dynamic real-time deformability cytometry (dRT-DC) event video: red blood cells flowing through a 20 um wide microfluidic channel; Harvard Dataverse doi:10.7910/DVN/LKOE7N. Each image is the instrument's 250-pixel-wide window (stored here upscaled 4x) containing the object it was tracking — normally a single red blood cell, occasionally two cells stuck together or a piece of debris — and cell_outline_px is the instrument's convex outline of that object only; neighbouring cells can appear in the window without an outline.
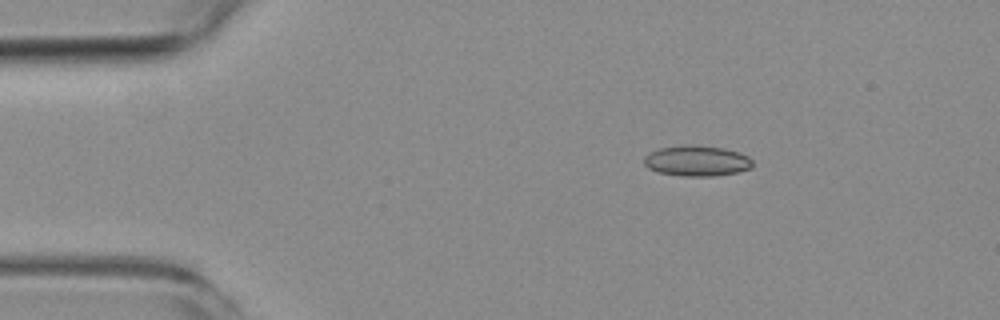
{"species": "common noctule bat (a hibernating species)", "species_latin": "Nyctalus noctula", "temperature_condition": "room temperature", "stored_images_in_passage": 4, "camera_frame_rate_fps": 3000, "um_per_image_px": 0.085, "animal": {"sex": "female", "body_mass_g": 19.3, "forearm_length_mm": 54.1}, "frame": {"image": 1, "passage_image": 2, "time_ms": 2.0, "image_size_px": [1000, 320], "cell_outline_px": [[752, 168], [736, 172], [716, 176], [684, 176], [656, 172], [648, 168], [644, 164], [644, 156], [648, 152], [660, 148], [684, 144], [688, 144], [724, 148], [740, 152], [748, 156], [752, 160]], "centroid_in_image_um": [59.21, 13.66], "position_along_channel_um": 25.8, "area_um2": 19.59}}